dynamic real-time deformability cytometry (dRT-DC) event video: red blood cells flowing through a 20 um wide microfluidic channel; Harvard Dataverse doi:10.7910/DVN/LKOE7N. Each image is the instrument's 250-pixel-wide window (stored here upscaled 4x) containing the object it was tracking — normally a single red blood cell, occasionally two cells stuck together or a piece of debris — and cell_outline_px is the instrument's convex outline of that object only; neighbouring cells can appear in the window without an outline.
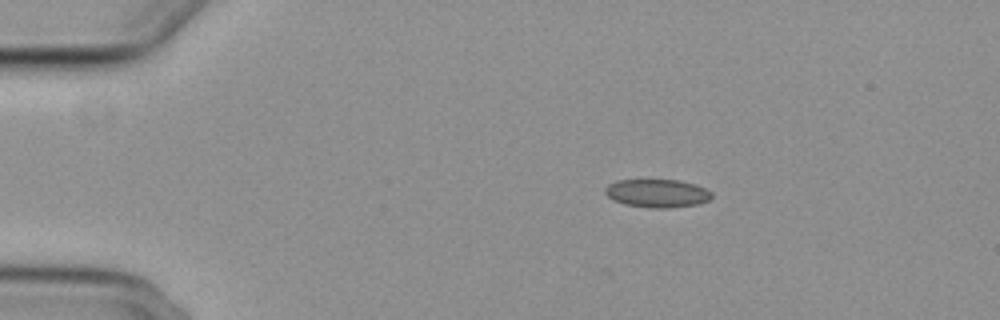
{"species": "common noctule bat (a hibernating species)", "species_latin": "Nyctalus noctula", "temperature_condition": "cold", "stored_images_in_passage": 4, "camera_frame_rate_fps": 3000, "um_per_image_px": 0.085, "animal": {"sex": "female", "body_mass_g": 29.2, "forearm_length_mm": 56.3}, "frame": {"image": 1, "passage_image": 1, "time_ms": 0.0, "image_size_px": [1000, 320], "cell_outline_px": [[712, 196], [708, 200], [700, 204], [668, 208], [648, 208], [624, 204], [612, 200], [604, 192], [604, 188], [608, 184], [616, 180], [680, 180], [696, 184], [712, 192]], "centroid_in_image_um": [55.85, 16.43], "position_along_channel_um": 29.2, "area_um2": 17.74}}